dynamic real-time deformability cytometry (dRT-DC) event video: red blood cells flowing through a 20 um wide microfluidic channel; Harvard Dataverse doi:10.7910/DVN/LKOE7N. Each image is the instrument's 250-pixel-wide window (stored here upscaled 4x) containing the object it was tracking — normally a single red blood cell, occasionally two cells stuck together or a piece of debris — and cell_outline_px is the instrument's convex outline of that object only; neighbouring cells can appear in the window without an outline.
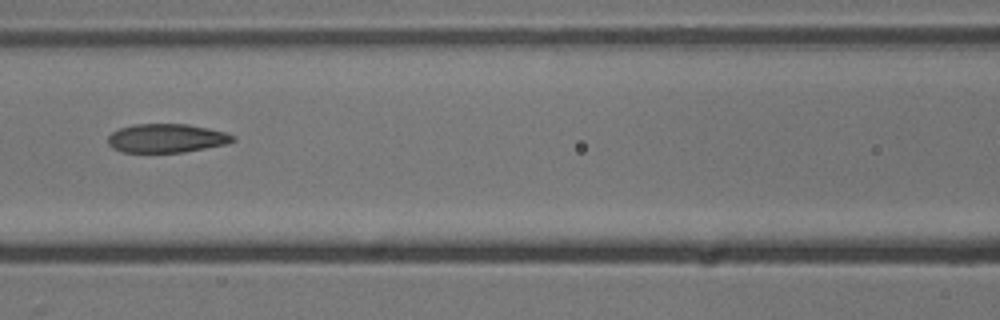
{"species": "common noctule bat (a hibernating species)", "species_latin": "Nyctalus noctula", "temperature_condition": "cold", "stored_images_in_passage": 3, "camera_frame_rate_fps": 3000, "um_per_image_px": 0.085, "animal": {"sex": "male", "body_mass_g": 13.3}, "frame": {"image": 1, "passage_image": 3, "time_ms": 2.333, "image_size_px": [1000, 320], "cell_outline_px": [[236, 140], [228, 144], [184, 152], [124, 152], [112, 148], [108, 144], [108, 136], [112, 132], [120, 128], [132, 124], [188, 124], [208, 128], [224, 132], [236, 136]], "centroid_in_image_um": [14.17, 11.75], "position_along_channel_um": 152.4, "area_um2": 21.04}}